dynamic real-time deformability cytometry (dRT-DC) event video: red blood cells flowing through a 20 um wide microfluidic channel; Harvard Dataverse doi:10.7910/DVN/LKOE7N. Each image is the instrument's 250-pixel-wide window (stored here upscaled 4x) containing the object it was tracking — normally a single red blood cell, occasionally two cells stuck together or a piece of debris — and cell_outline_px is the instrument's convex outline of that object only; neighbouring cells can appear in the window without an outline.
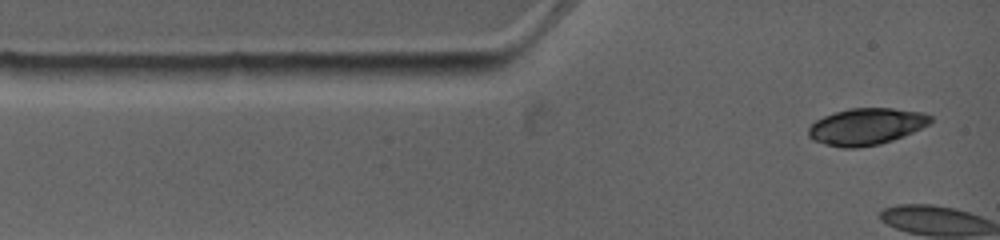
{"species": "common noctule bat (a hibernating species)", "species_latin": "Nyctalus noctula", "temperature_condition": "warm", "stored_images_in_passage": 3, "camera_frame_rate_fps": 4500, "um_per_image_px": 0.085, "animal": {"sex": "female", "body_mass_g": 19.0, "forearm_length_mm": 53.3}, "frame": {"image": 1, "passage_image": 3, "time_ms": 2.0, "image_size_px": [1000, 240], "cell_outline_px": [[932, 120], [928, 124], [904, 136], [880, 144], [856, 148], [844, 148], [824, 144], [812, 140], [808, 136], [808, 128], [816, 120], [824, 116], [848, 108], [892, 108], [924, 112], [932, 116]], "centroid_in_image_um": [73.62, 10.75], "position_along_channel_um": 11.4, "area_um2": 26.13}}